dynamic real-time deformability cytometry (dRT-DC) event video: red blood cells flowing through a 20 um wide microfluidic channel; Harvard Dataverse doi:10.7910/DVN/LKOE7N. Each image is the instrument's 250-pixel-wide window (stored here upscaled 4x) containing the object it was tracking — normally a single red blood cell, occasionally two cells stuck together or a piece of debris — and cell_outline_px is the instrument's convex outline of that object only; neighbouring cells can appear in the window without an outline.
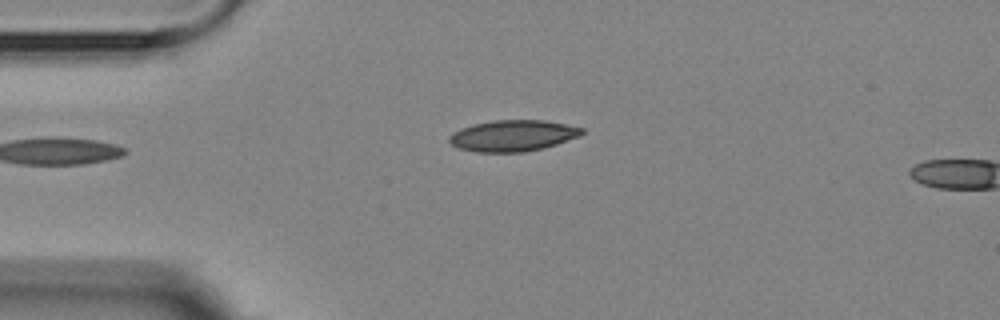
{"species": "Egyptian fruit bat (a non-hibernating species)", "species_latin": "Rousettus aegyptiacus", "temperature_condition": "room temperature", "stored_images_in_passage": 2, "camera_frame_rate_fps": 3000, "um_per_image_px": 0.085, "animal": {"sex": "female"}, "frame": {"image": 1, "passage_image": 2, "time_ms": 1.0, "image_size_px": [1000, 320], "cell_outline_px": [[584, 132], [580, 136], [544, 148], [524, 152], [476, 152], [456, 148], [448, 140], [448, 136], [452, 132], [460, 128], [472, 124], [492, 120], [544, 120], [584, 128]], "centroid_in_image_um": [43.55, 11.53], "position_along_channel_um": 41.4, "area_um2": 24.33}}